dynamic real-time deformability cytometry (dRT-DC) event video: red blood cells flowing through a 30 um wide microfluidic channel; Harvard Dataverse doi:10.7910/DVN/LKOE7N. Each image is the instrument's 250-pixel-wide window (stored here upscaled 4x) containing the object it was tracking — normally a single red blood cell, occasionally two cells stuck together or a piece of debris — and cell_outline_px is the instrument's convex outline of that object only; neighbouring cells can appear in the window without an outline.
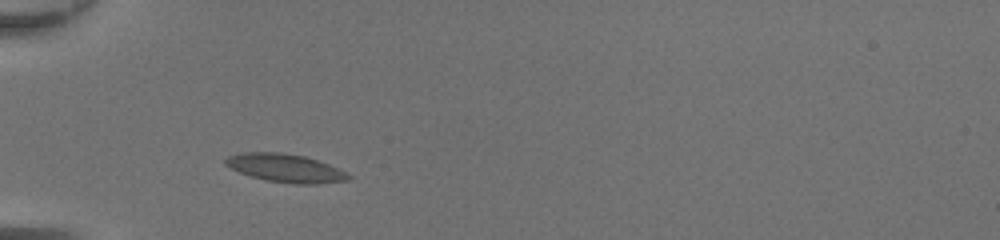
{"species": "common noctule bat (a hibernating species)", "species_latin": "Nyctalus noctula", "temperature_condition": "room temperature", "stored_images_in_passage": 33, "camera_frame_rate_fps": 3000, "um_per_image_px": 0.085, "animal": {"sex": "female", "body_mass_g": 20.0, "forearm_length_mm": 54.0}, "frame": {"image": 1, "passage_image": 1, "time_ms": 0.0, "image_size_px": [1000, 240], "cell_outline_px": [[352, 176], [348, 180], [316, 184], [296, 184], [268, 180], [252, 176], [240, 172], [224, 164], [224, 160], [228, 156], [240, 152], [280, 152], [304, 156], [328, 164]], "centroid_in_image_um": [24.23, 14.28], "position_along_channel_um": 60.8, "area_um2": 19.94}}
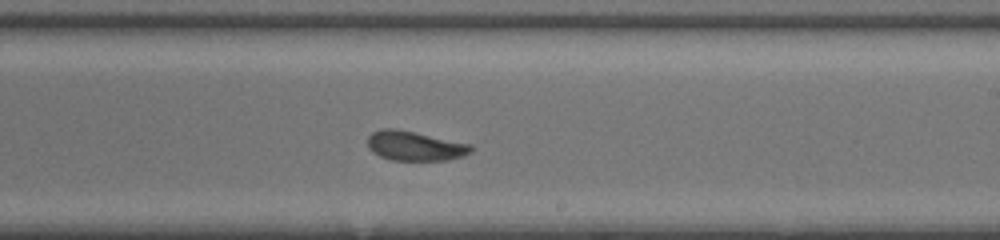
{"frame": {"image": 2, "passage_image": 15, "time_ms": 4.667, "image_size_px": [1000, 240], "cell_outline_px": [[472, 152], [464, 156], [448, 160], [392, 160], [380, 156], [372, 152], [368, 148], [368, 136], [372, 132], [380, 128], [396, 128], [472, 144]], "centroid_in_image_um": [35.26, 12.39], "position_along_channel_um": 253.7, "area_um2": 17.98}}
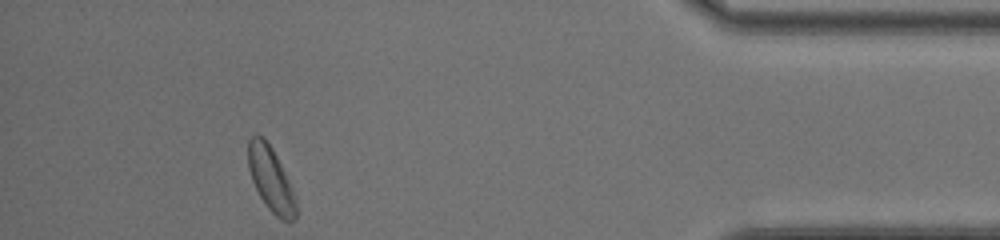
{"frame": {"image": 3, "passage_image": 29, "time_ms": 9.333, "image_size_px": [1000, 240], "cell_outline_px": [[300, 212], [296, 220], [288, 224], [280, 220], [268, 208], [260, 196], [252, 180], [248, 168], [248, 140], [256, 132], [264, 136], [272, 148], [284, 172]], "centroid_in_image_um": [23.03, 15.27], "position_along_channel_um": 412.2, "area_um2": 18.15}, "authors_computed_cell_mechanics": {"area_um2": 17.9758, "velocity_mm_per_s": 4.3602, "shape_relaxation_time_tau1_ms": 2.5238, "shape_relaxation_time_tau2_ms": 2.6545, "deformation_change_tau1": 0.1098, "deformation_change_tau2": 0.085}}